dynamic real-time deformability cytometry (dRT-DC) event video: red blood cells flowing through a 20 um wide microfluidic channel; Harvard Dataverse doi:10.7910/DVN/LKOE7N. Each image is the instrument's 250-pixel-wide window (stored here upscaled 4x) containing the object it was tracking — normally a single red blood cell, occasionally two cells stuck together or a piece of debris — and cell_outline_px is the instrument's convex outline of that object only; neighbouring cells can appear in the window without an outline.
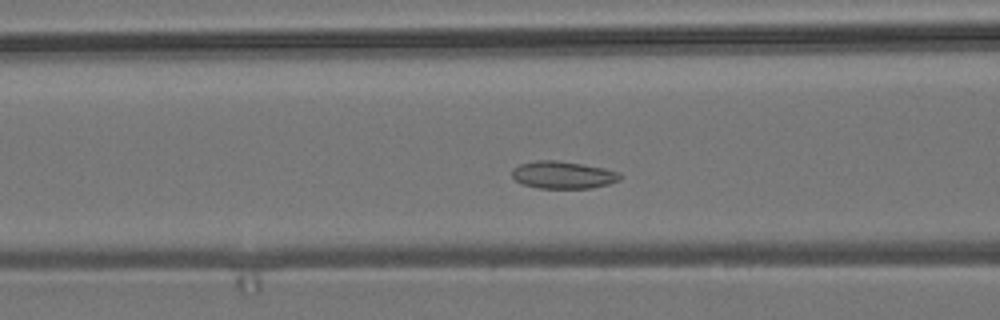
{"species": "common noctule bat (a hibernating species)", "species_latin": "Nyctalus noctula", "temperature_condition": "room temperature", "stored_images_in_passage": 44, "camera_frame_rate_fps": 3000, "um_per_image_px": 0.085, "animal": {"sex": "male", "body_mass_g": 19.2, "forearm_length_mm": 51.8}, "frame": {"image": 1, "passage_image": 10, "time_ms": 3.0, "image_size_px": [1000, 320], "cell_outline_px": [[624, 176], [620, 180], [608, 184], [592, 188], [540, 188], [524, 184], [516, 180], [512, 176], [512, 168], [520, 164], [536, 160], [556, 160], [604, 168], [620, 172]], "centroid_in_image_um": [47.89, 14.86], "position_along_channel_um": 118.7, "area_um2": 17.22}}
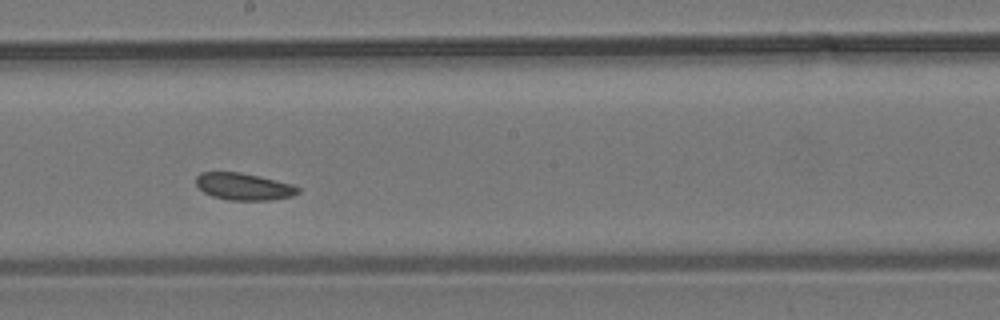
{"frame": {"image": 2, "passage_image": 19, "time_ms": 6.0, "image_size_px": [1000, 320], "cell_outline_px": [[300, 192], [292, 196], [268, 200], [228, 200], [212, 196], [204, 192], [196, 184], [196, 176], [200, 172], [240, 172], [292, 184], [300, 188]], "centroid_in_image_um": [20.7, 15.86], "position_along_channel_um": 227.5, "area_um2": 15.95}}
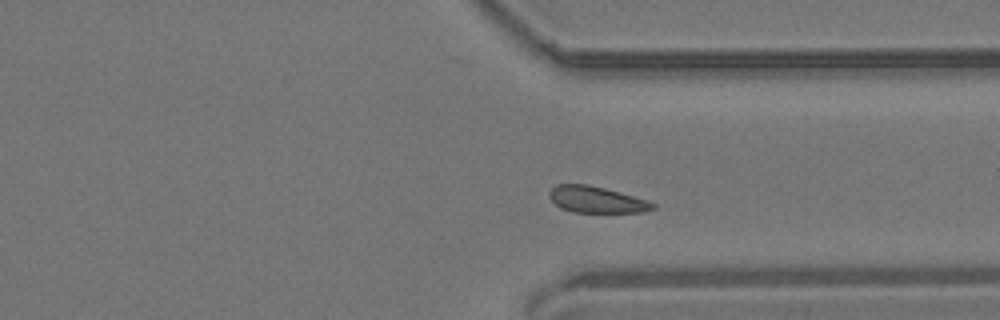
{"frame": {"image": 3, "passage_image": 30, "time_ms": 9.667, "image_size_px": [1000, 320], "cell_outline_px": [[656, 208], [644, 212], [572, 212], [560, 208], [548, 196], [548, 192], [556, 184], [588, 184], [604, 188], [648, 200], [656, 204]], "centroid_in_image_um": [50.69, 16.97], "position_along_channel_um": 360.7, "area_um2": 15.95}, "authors_computed_cell_mechanics": {"area_um2": 16.8198, "velocity_mm_per_s": 3.6274, "shape_relaxation_time_tau1_ms": null, "shape_relaxation_time_tau2_ms": 3.225, "deformation_change_tau1": null, "deformation_change_tau2": 0.061}}